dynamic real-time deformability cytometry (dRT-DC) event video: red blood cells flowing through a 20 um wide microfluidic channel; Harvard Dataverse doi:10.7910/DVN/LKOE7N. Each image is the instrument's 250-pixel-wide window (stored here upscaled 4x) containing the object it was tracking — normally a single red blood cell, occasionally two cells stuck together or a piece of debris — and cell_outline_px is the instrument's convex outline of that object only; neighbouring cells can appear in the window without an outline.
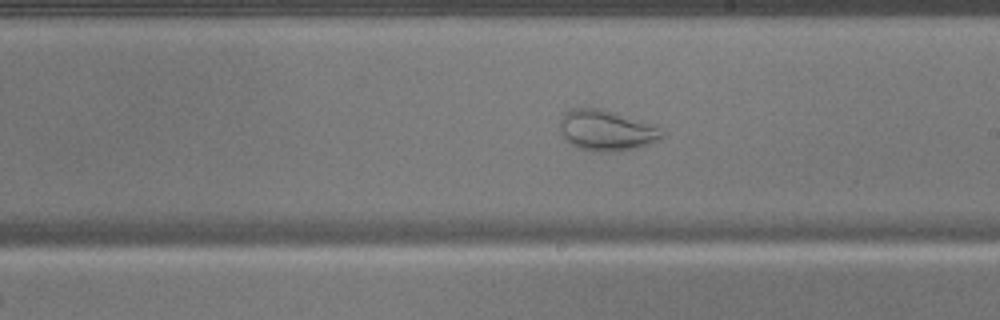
{"species": "common noctule bat (a hibernating species)", "species_latin": "Nyctalus noctula", "temperature_condition": "warm", "stored_images_in_passage": 50, "camera_frame_rate_fps": 3000, "um_per_image_px": 0.085, "animal": {"sex": "male", "body_mass_g": 17.9}, "frame": {"image": 1, "passage_image": 29, "time_ms": 9.333, "image_size_px": [1000, 320], "cell_outline_px": [[664, 136], [648, 144], [636, 148], [608, 152], [600, 152], [580, 148], [572, 144], [564, 136], [560, 128], [560, 120], [564, 112], [572, 108], [600, 108], [656, 124], [664, 132]], "centroid_in_image_um": [51.58, 11.06], "position_along_channel_um": 237.4, "area_um2": 24.1}}